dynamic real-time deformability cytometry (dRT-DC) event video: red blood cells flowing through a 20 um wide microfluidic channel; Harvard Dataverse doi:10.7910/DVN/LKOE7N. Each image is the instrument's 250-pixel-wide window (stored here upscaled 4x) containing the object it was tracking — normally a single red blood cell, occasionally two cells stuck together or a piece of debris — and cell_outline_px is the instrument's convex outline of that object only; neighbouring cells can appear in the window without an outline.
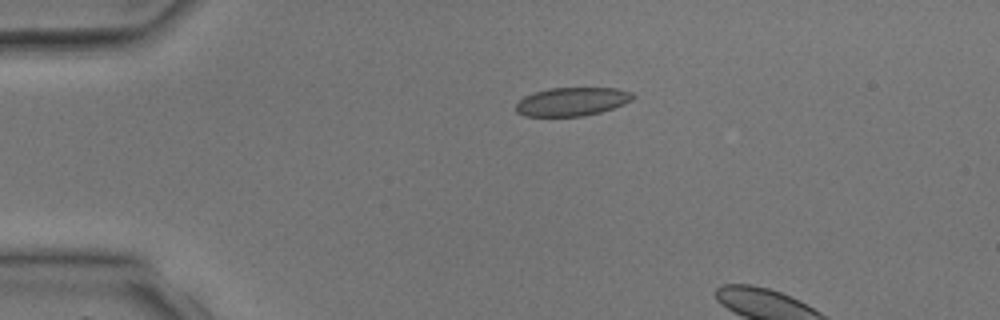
{"species": "common noctule bat (a hibernating species)", "species_latin": "Nyctalus noctula", "temperature_condition": "room temperature", "stored_images_in_passage": 2, "camera_frame_rate_fps": 3000, "um_per_image_px": 0.085, "animal": {"sex": "male", "body_mass_g": 17.9, "forearm_length_mm": 54.2}, "frame": {"image": 1, "passage_image": 1, "time_ms": 0.0, "image_size_px": [1000, 320], "cell_outline_px": [[636, 96], [632, 100], [624, 104], [600, 112], [584, 116], [524, 116], [516, 112], [516, 104], [524, 96], [548, 88], [616, 88], [632, 92]], "centroid_in_image_um": [48.63, 8.64], "position_along_channel_um": 36.4, "area_um2": 19.42}}